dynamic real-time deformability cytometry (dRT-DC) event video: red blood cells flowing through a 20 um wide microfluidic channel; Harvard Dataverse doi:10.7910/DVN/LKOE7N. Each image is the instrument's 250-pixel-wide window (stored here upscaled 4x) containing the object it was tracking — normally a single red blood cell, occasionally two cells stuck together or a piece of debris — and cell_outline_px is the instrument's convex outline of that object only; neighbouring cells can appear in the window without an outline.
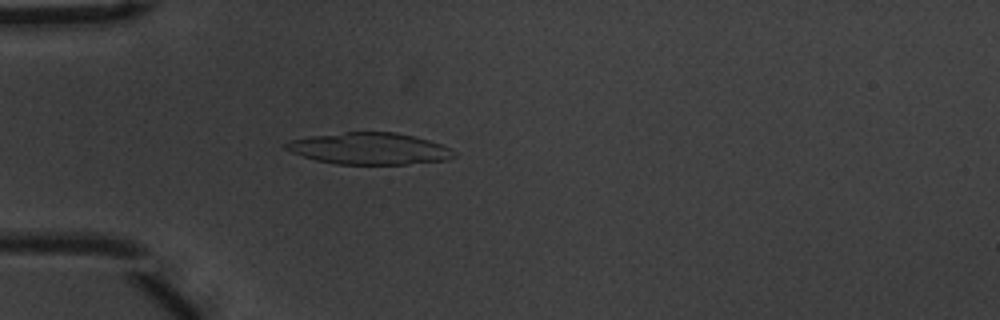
{"species": "common noctule bat (a hibernating species)", "species_latin": "Nyctalus noctula", "temperature_condition": "warm", "stored_images_in_passage": 56, "camera_frame_rate_fps": 3000, "um_per_image_px": 0.085, "animal": {"sex": "male", "body_mass_g": 20.1, "forearm_length_mm": 53.5}, "frame": {"image": 1, "passage_image": 17, "time_ms": 5.333, "image_size_px": [1000, 320], "cell_outline_px": [[456, 156], [448, 160], [408, 164], [336, 164], [316, 160], [292, 152], [284, 148], [284, 144], [288, 140], [308, 136], [344, 132], [396, 132], [444, 144], [456, 152]], "centroid_in_image_um": [31.42, 12.63], "position_along_channel_um": 53.6, "area_um2": 31.21}}
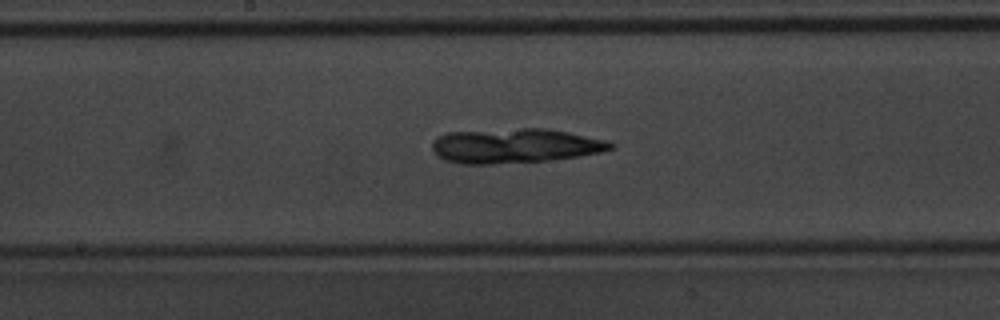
{"frame": {"image": 2, "passage_image": 30, "time_ms": 9.667, "image_size_px": [1000, 320], "cell_outline_px": [[616, 144], [612, 148], [600, 152], [580, 156], [548, 160], [492, 164], [464, 164], [444, 160], [432, 148], [432, 140], [436, 136], [448, 132], [520, 128], [548, 128], [568, 132], [604, 140]], "centroid_in_image_um": [43.74, 12.38], "position_along_channel_um": 204.5, "area_um2": 35.89}}
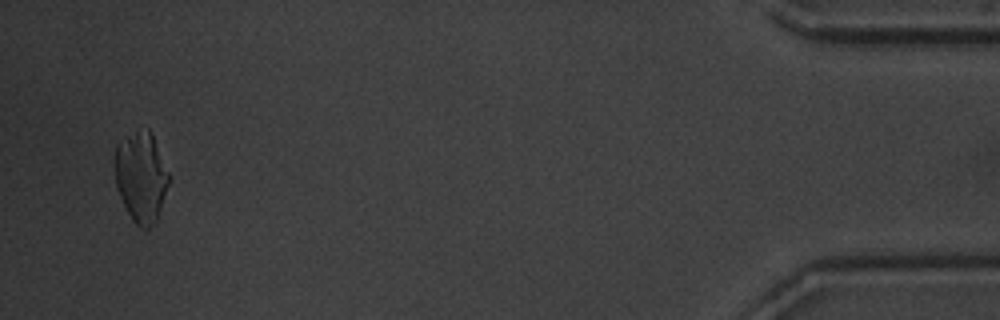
{"frame": {"image": 3, "passage_image": 54, "time_ms": 17.667, "image_size_px": [1000, 320], "cell_outline_px": [[172, 176], [156, 224], [148, 232], [140, 228], [132, 220], [116, 188], [112, 160], [116, 144], [124, 136], [148, 128]], "centroid_in_image_um": [11.99, 15.09], "position_along_channel_um": 423.2, "area_um2": 29.42}}